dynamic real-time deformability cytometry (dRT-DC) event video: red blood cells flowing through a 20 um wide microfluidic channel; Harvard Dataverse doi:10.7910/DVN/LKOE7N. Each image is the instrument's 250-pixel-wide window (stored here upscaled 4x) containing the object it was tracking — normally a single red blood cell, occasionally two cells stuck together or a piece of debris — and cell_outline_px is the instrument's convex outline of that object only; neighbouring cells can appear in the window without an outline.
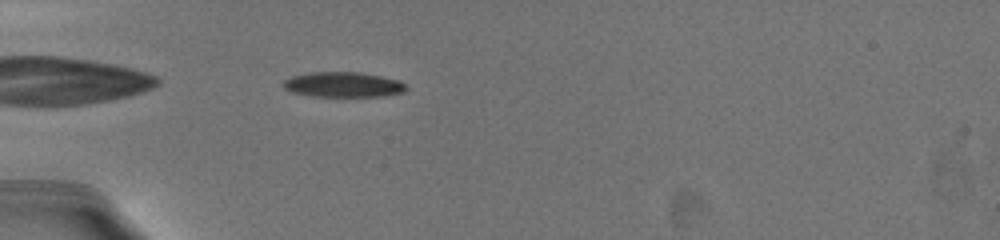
{"species": "common noctule bat (a hibernating species)", "species_latin": "Nyctalus noctula", "temperature_condition": "warm", "stored_images_in_passage": 2, "camera_frame_rate_fps": 3000, "um_per_image_px": 0.085, "animal": {"sex": "female", "body_mass_g": 19.5, "forearm_length_mm": 54.1}, "frame": {"image": 1, "passage_image": 1, "time_ms": 0.0, "image_size_px": [1000, 240], "cell_outline_px": [[408, 88], [404, 92], [384, 96], [312, 96], [292, 92], [284, 88], [280, 84], [284, 80], [292, 76], [308, 72], [360, 72], [400, 80]], "centroid_in_image_um": [29.15, 7.18], "position_along_channel_um": 55.8, "area_um2": 18.09}}